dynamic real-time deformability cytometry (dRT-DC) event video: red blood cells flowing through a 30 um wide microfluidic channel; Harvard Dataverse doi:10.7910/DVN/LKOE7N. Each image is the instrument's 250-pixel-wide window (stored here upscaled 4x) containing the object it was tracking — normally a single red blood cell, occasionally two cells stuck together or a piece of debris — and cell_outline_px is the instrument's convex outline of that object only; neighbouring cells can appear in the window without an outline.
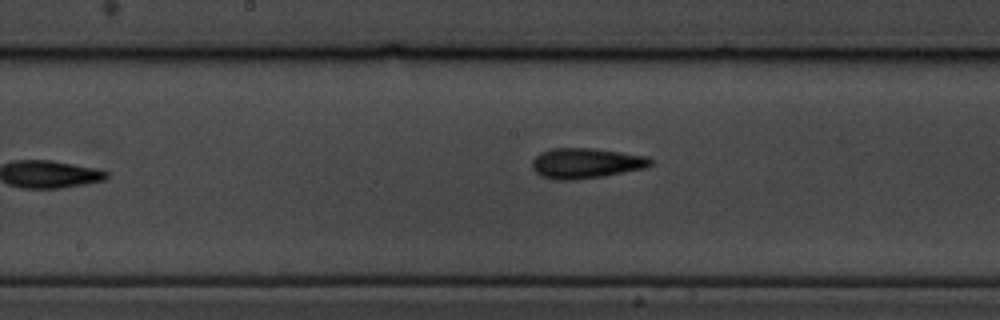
{"species": "common noctule bat (a hibernating species)", "species_latin": "Nyctalus noctula", "temperature_condition": "cold", "stored_images_in_passage": 9, "camera_frame_rate_fps": 3000, "um_per_image_px": 0.085, "animal": {"sex": "male", "body_mass_g": 19.5, "forearm_length_mm": 54.6}, "frame": {"image": 1, "passage_image": 8, "time_ms": 9.0, "image_size_px": [1000, 320], "cell_outline_px": [[652, 164], [644, 168], [604, 176], [572, 180], [556, 180], [540, 176], [532, 168], [532, 160], [540, 152], [552, 148], [592, 148], [648, 156], [652, 160]], "centroid_in_image_um": [49.78, 13.87], "position_along_channel_um": 198.4, "area_um2": 20.92}}
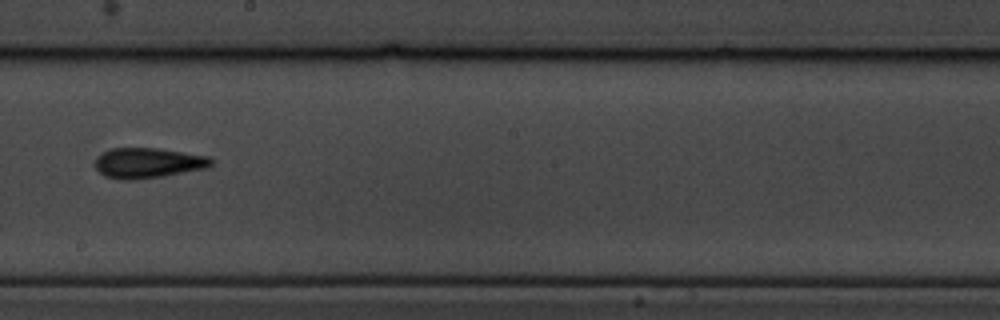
{"frame": {"image": 2, "passage_image": 9, "time_ms": 10.0, "image_size_px": [1000, 320], "cell_outline_px": [[212, 164], [208, 168], [164, 176], [136, 180], [120, 180], [104, 176], [96, 168], [96, 160], [104, 152], [112, 148], [156, 148], [208, 156], [212, 160]], "centroid_in_image_um": [12.6, 13.87], "position_along_channel_um": 235.6, "area_um2": 20.4}}